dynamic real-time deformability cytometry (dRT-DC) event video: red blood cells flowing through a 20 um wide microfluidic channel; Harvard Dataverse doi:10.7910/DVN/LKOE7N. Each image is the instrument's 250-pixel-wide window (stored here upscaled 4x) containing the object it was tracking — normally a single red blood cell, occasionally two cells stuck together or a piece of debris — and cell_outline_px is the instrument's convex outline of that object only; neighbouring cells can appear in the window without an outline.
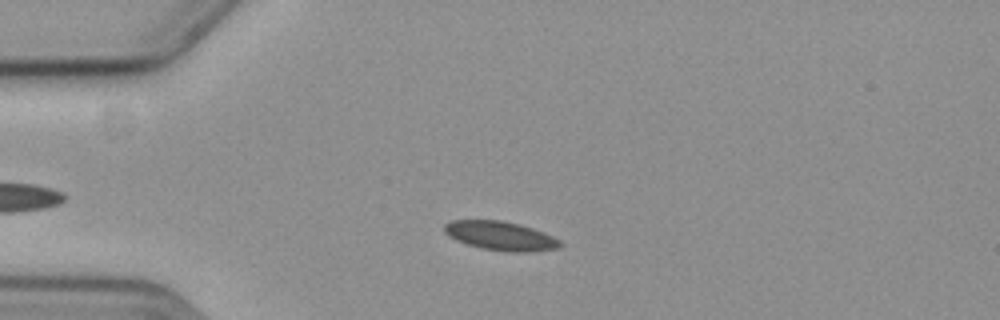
{"species": "common noctule bat (a hibernating species)", "species_latin": "Nyctalus noctula", "temperature_condition": "cold", "stored_images_in_passage": 40, "camera_frame_rate_fps": 3000, "um_per_image_px": 0.085, "animal": {"sex": "female", "body_mass_g": 19.3, "forearm_length_mm": 54.1}, "frame": {"image": 1, "passage_image": 10, "time_ms": 3.0, "image_size_px": [1000, 320], "cell_outline_px": [[564, 244], [560, 248], [532, 252], [508, 252], [480, 248], [456, 240], [448, 236], [444, 232], [444, 224], [452, 220], [504, 220], [520, 224], [544, 232], [560, 240]], "centroid_in_image_um": [42.57, 20.05], "position_along_channel_um": 42.4, "area_um2": 19.83}}
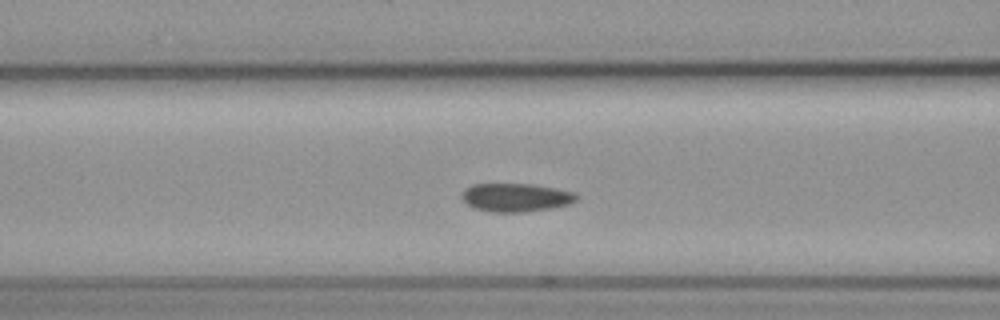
{"frame": {"image": 2, "passage_image": 19, "time_ms": 6.0, "image_size_px": [1000, 320], "cell_outline_px": [[580, 196], [572, 204], [524, 212], [488, 212], [476, 208], [468, 204], [460, 196], [464, 188], [472, 184], [532, 184], [576, 192]], "centroid_in_image_um": [43.86, 16.78], "position_along_channel_um": 122.7, "area_um2": 19.07}}
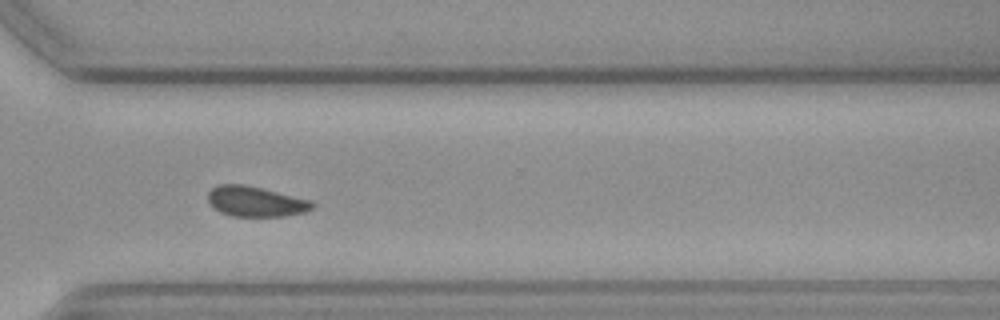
{"frame": {"image": 3, "passage_image": 38, "time_ms": 12.333, "image_size_px": [1000, 320], "cell_outline_px": [[316, 204], [308, 212], [284, 216], [232, 216], [220, 212], [208, 200], [208, 192], [212, 188], [220, 184], [244, 184], [312, 200]], "centroid_in_image_um": [21.77, 17.13], "position_along_channel_um": 348.8, "area_um2": 18.38}}